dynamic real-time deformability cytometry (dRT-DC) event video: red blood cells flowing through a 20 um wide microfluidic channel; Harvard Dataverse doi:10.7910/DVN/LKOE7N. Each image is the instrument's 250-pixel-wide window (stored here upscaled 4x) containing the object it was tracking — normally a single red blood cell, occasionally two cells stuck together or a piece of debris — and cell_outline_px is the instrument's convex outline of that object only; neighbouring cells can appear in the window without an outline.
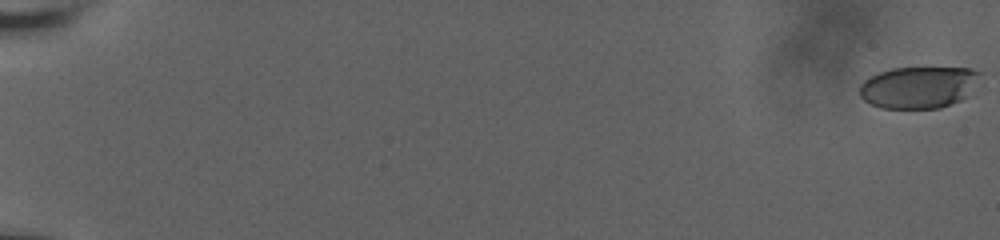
{"species": "human", "species_latin": "Homo sapiens", "temperature_condition": "room temperature", "stored_images_in_passage": 109, "camera_frame_rate_fps": 3000, "um_per_image_px": 0.085, "donor": {"sex": "male"}, "frame": {"image": 1, "passage_image": 1, "time_ms": 0.0, "image_size_px": [1000, 240], "cell_outline_px": [[984, 84], [960, 100], [940, 108], [880, 108], [864, 100], [860, 96], [860, 84], [864, 80], [880, 72], [892, 68], [972, 68], [980, 72]], "centroid_in_image_um": [78.18, 7.41], "position_along_channel_um": 6.8, "area_um2": 29.82}}
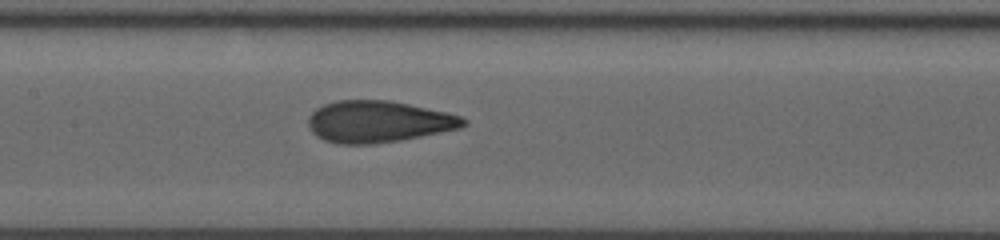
{"frame": {"image": 2, "passage_image": 52, "time_ms": 10.667, "image_size_px": [1000, 240], "cell_outline_px": [[468, 124], [460, 128], [400, 140], [372, 144], [336, 144], [324, 140], [316, 136], [308, 128], [308, 116], [316, 108], [324, 104], [336, 100], [388, 100], [448, 112], [460, 116], [468, 120]], "centroid_in_image_um": [32.13, 10.34], "position_along_channel_um": 175.3, "area_um2": 37.8}}
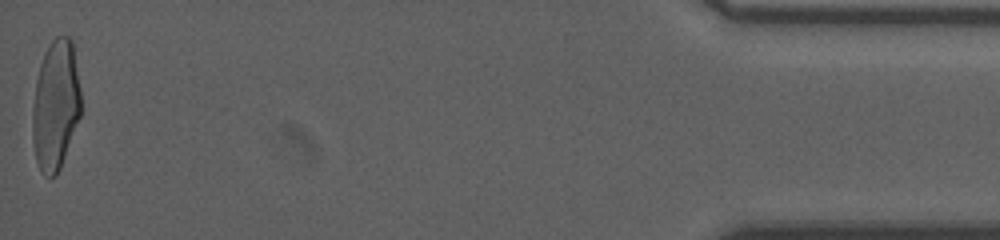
{"frame": {"image": 3, "passage_image": 108, "time_ms": 19.667, "image_size_px": [1000, 240], "cell_outline_px": [[80, 116], [60, 168], [56, 176], [44, 176], [40, 172], [36, 160], [32, 140], [32, 112], [36, 80], [40, 64], [44, 52], [52, 40], [56, 36], [68, 36], [72, 40], [80, 88]], "centroid_in_image_um": [4.71, 8.95], "position_along_channel_um": 430.5, "area_um2": 36.7}, "authors_computed_cell_mechanics": {"area_um2": 36.1828, "velocity_mm_per_s": 3.7829, "shape_relaxation_time_tau1_ms": 7.2599, "shape_relaxation_time_tau2_ms": 0.9051, "deformation_change_tau1": 0.2178, "deformation_change_tau2": 0.0819}}